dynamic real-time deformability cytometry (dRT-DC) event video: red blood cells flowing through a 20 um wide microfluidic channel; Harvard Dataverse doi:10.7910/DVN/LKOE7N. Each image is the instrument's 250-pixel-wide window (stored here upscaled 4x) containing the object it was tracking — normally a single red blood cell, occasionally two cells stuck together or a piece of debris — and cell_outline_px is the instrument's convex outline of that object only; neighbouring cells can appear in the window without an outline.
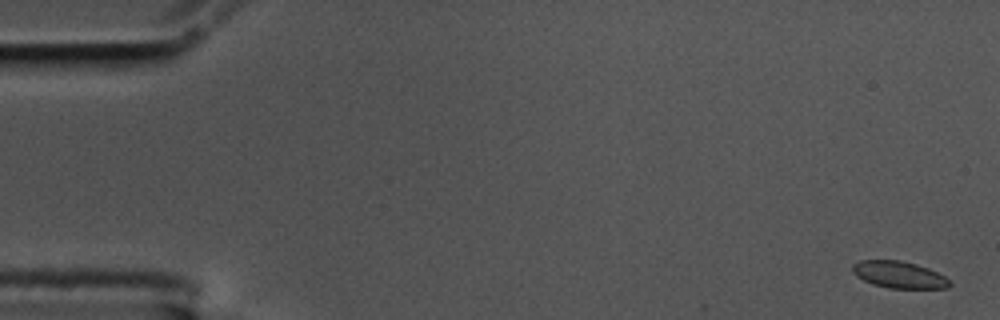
{"species": "common noctule bat (a hibernating species)", "species_latin": "Nyctalus noctula", "temperature_condition": "cold", "stored_images_in_passage": 59, "camera_frame_rate_fps": 3000, "um_per_image_px": 0.085, "animal": {"sex": "male", "body_mass_g": 17.5, "forearm_length_mm": 52.3}, "frame": {"image": 1, "passage_image": 2, "time_ms": 0.333, "image_size_px": [1000, 320], "cell_outline_px": [[952, 284], [948, 288], [888, 288], [872, 284], [856, 276], [852, 272], [852, 264], [860, 260], [900, 260], [916, 264], [928, 268], [944, 276]], "centroid_in_image_um": [76.39, 23.35], "position_along_channel_um": 8.6, "area_um2": 15.2}}
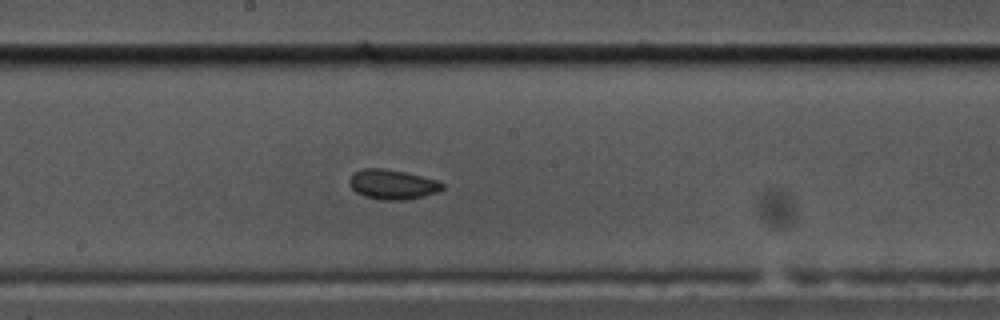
{"frame": {"image": 2, "passage_image": 32, "time_ms": 10.333, "image_size_px": [1000, 320], "cell_outline_px": [[444, 188], [436, 192], [424, 196], [404, 200], [380, 200], [364, 196], [356, 192], [348, 184], [348, 180], [356, 172], [364, 168], [384, 168], [404, 172], [436, 180], [444, 184]], "centroid_in_image_um": [33.34, 15.68], "position_along_channel_um": 214.9, "area_um2": 16.01}}
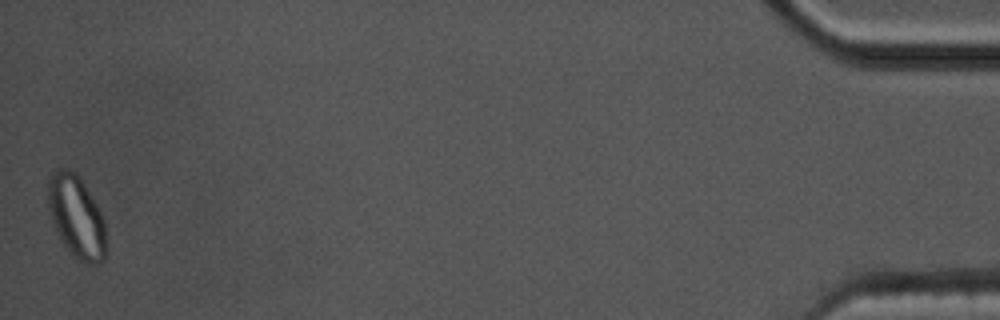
{"frame": {"image": 3, "passage_image": 59, "time_ms": 19.333, "image_size_px": [1000, 320], "cell_outline_px": [[108, 248], [104, 260], [100, 264], [88, 264], [76, 260], [72, 256], [60, 240], [52, 220], [48, 208], [48, 180], [52, 172], [56, 168], [68, 168], [76, 172], [84, 184], [96, 204], [104, 220]], "centroid_in_image_um": [6.51, 18.46], "position_along_channel_um": 428.7, "area_um2": 28.44}, "authors_computed_cell_mechanics": {"area_um2": 15.606, "velocity_mm_per_s": 3.4225, "shape_relaxation_time_tau1_ms": 4.6657, "shape_relaxation_time_tau2_ms": 2.9113, "deformation_change_tau1": 0.0812, "deformation_change_tau2": 0.0554}}